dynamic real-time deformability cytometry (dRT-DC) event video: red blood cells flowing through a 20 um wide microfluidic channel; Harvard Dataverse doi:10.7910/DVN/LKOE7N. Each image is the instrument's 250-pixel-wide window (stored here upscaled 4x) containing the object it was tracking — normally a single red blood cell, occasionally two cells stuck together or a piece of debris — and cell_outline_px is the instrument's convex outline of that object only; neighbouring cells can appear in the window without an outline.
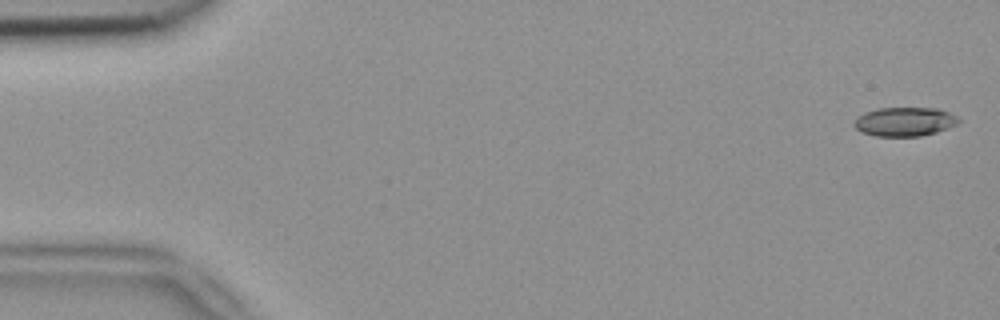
{"species": "common noctule bat (a hibernating species)", "species_latin": "Nyctalus noctula", "temperature_condition": "room temperature", "stored_images_in_passage": 5, "camera_frame_rate_fps": 3000, "um_per_image_px": 0.085, "animal": {"sex": "female", "body_mass_g": 18.4}, "frame": {"image": 1, "passage_image": 1, "time_ms": 0.0, "image_size_px": [1000, 320], "cell_outline_px": [[960, 120], [956, 124], [936, 132], [920, 136], [876, 136], [860, 132], [852, 124], [856, 116], [864, 112], [876, 108], [936, 108], [948, 112], [956, 116]], "centroid_in_image_um": [76.82, 10.34], "position_along_channel_um": 8.2, "area_um2": 17.69}}
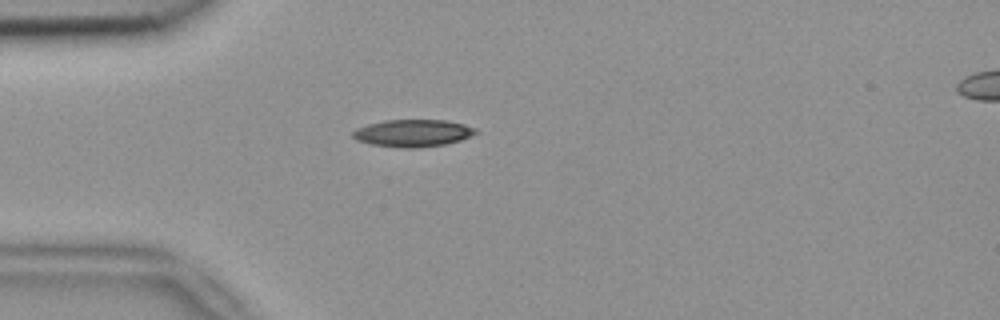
{"frame": {"image": 2, "passage_image": 4, "time_ms": 1.0, "image_size_px": [1000, 320], "cell_outline_px": [[476, 132], [460, 140], [444, 144], [416, 148], [400, 148], [372, 144], [356, 140], [352, 136], [352, 132], [356, 128], [368, 124], [384, 120], [448, 120], [464, 124], [476, 128]], "centroid_in_image_um": [35.05, 11.31], "position_along_channel_um": 49.9, "area_um2": 19.42}}